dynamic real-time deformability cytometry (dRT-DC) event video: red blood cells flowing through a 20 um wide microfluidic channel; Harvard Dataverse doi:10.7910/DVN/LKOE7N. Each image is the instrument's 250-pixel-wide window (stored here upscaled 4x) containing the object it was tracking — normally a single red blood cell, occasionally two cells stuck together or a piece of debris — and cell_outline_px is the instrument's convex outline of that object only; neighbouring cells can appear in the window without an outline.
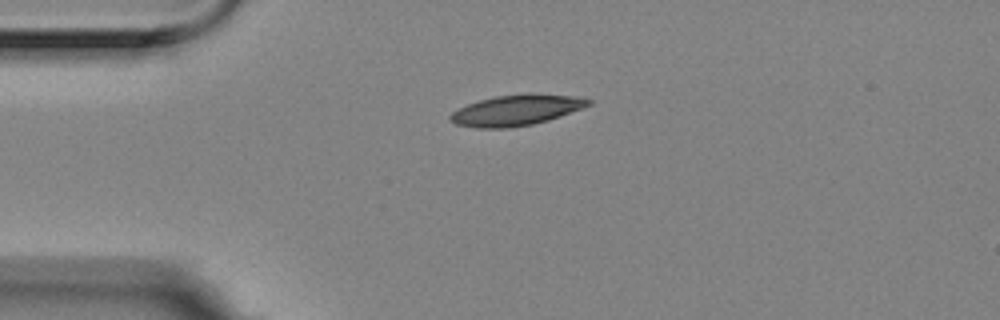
{"species": "Egyptian fruit bat (a non-hibernating species)", "species_latin": "Rousettus aegyptiacus", "temperature_condition": "room temperature", "stored_images_in_passage": 3, "camera_frame_rate_fps": 3000, "um_per_image_px": 0.085, "animal": {"sex": "female"}, "frame": {"image": 1, "passage_image": 3, "time_ms": 0.667, "image_size_px": [1000, 320], "cell_outline_px": [[592, 104], [560, 116], [548, 120], [532, 124], [508, 128], [476, 128], [456, 124], [448, 120], [448, 116], [452, 112], [468, 104], [480, 100], [496, 96], [528, 92], [532, 92], [580, 96], [592, 100]], "centroid_in_image_um": [43.91, 9.34], "position_along_channel_um": 41.1, "area_um2": 25.03}}